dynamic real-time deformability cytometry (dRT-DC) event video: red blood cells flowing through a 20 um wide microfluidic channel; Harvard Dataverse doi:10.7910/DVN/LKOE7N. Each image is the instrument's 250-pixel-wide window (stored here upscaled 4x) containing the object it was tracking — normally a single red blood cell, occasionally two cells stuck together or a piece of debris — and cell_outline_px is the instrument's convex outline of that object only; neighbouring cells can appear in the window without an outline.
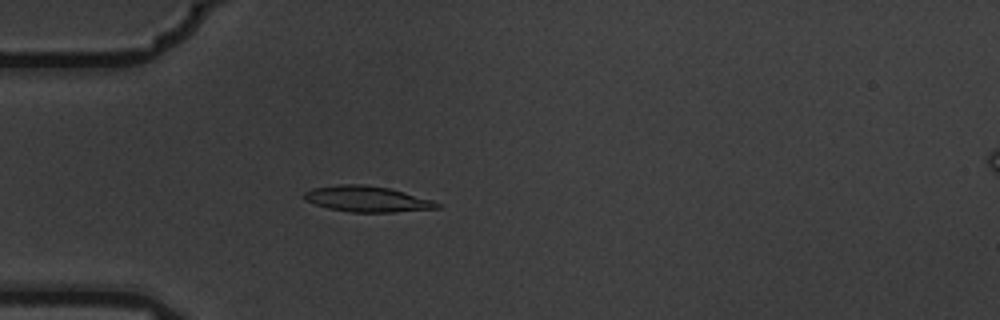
{"species": "common noctule bat (a hibernating species)", "species_latin": "Nyctalus noctula", "temperature_condition": "warm", "stored_images_in_passage": 1, "camera_frame_rate_fps": 3000, "um_per_image_px": 0.085, "animal": {"sex": "male", "body_mass_g": 19.5, "forearm_length_mm": 54.6}, "frame": {"image": 1, "passage_image": 1, "time_ms": 0.0, "image_size_px": [1000, 320], "cell_outline_px": [[440, 208], [396, 212], [348, 212], [328, 208], [304, 200], [304, 192], [312, 188], [340, 184], [364, 184], [388, 188], [404, 192], [432, 200], [440, 204]], "centroid_in_image_um": [31.19, 16.91], "position_along_channel_um": 53.8, "area_um2": 19.94}}